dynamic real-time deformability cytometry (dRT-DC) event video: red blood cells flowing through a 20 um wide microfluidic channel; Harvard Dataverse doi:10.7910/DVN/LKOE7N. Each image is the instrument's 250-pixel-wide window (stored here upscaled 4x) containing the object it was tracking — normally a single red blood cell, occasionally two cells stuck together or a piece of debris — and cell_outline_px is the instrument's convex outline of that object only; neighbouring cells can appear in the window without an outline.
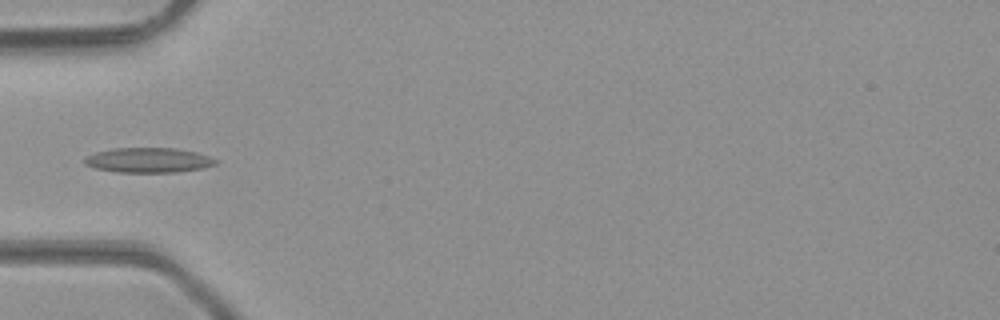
{"species": "common noctule bat (a hibernating species)", "species_latin": "Nyctalus noctula", "temperature_condition": "room temperature", "stored_images_in_passage": 33, "camera_frame_rate_fps": 3000, "um_per_image_px": 0.085, "animal": {"sex": "male", "body_mass_g": 23.1, "forearm_length_mm": 52.7}, "frame": {"image": 1, "passage_image": 1, "time_ms": 0.0, "image_size_px": [1000, 320], "cell_outline_px": [[220, 160], [216, 164], [204, 168], [176, 172], [116, 172], [96, 168], [84, 164], [84, 156], [96, 152], [112, 148], [176, 148], [196, 152]], "centroid_in_image_um": [12.62, 13.61], "position_along_channel_um": 72.4, "area_um2": 19.13}}
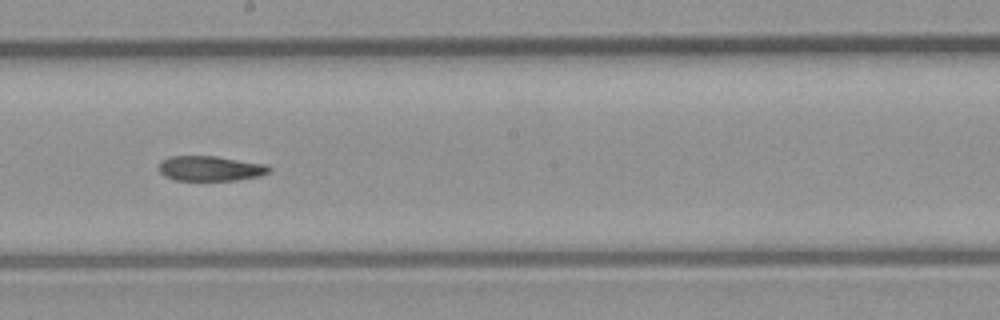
{"frame": {"image": 2, "passage_image": 12, "time_ms": 3.667, "image_size_px": [1000, 320], "cell_outline_px": [[272, 168], [268, 172], [260, 176], [236, 180], [176, 180], [164, 176], [160, 172], [160, 160], [172, 156], [216, 156], [268, 164]], "centroid_in_image_um": [17.91, 14.31], "position_along_channel_um": 230.3, "area_um2": 16.13}}
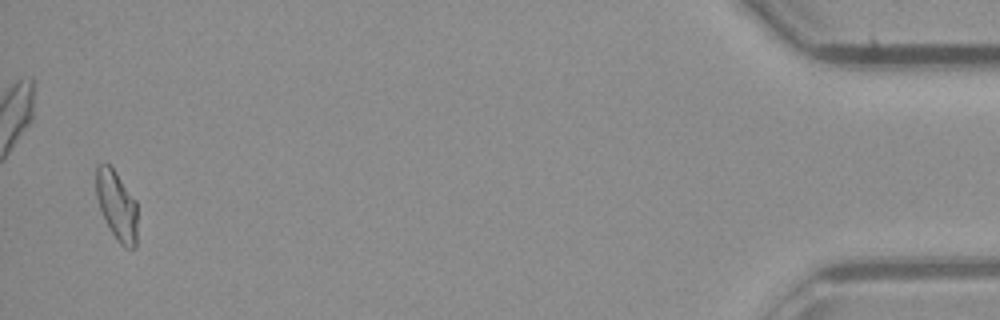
{"frame": {"image": 3, "passage_image": 32, "time_ms": 10.333, "image_size_px": [1000, 320], "cell_outline_px": [[136, 248], [124, 248], [120, 244], [104, 220], [100, 212], [96, 196], [96, 168], [100, 164], [108, 164], [116, 172], [136, 200]], "centroid_in_image_um": [9.91, 17.48], "position_along_channel_um": 425.3, "area_um2": 16.7}}